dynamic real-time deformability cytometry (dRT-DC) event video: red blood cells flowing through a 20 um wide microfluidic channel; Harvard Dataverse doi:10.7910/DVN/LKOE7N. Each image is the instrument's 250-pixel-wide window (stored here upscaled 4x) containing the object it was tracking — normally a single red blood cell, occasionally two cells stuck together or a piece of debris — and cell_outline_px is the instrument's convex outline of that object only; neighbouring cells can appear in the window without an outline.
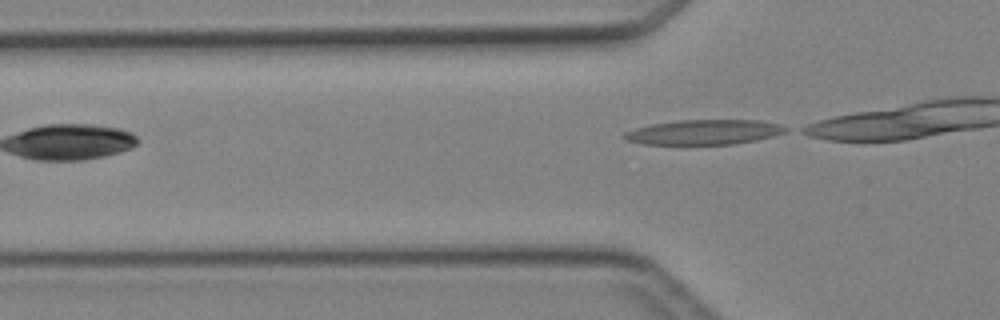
{"species": "Egyptian fruit bat (a non-hibernating species)", "species_latin": "Rousettus aegyptiacus", "temperature_condition": "cold", "stored_images_in_passage": 4, "camera_frame_rate_fps": 3000, "um_per_image_px": 0.085, "animal": {"sex": "female"}, "frame": {"image": 1, "passage_image": 2, "time_ms": 1.333, "image_size_px": [1000, 320], "cell_outline_px": [[788, 132], [756, 140], [736, 144], [644, 144], [624, 140], [620, 136], [624, 132], [636, 128], [652, 124], [680, 120], [760, 120], [780, 124], [788, 128]], "centroid_in_image_um": [59.84, 11.23], "position_along_channel_um": 66.0, "area_um2": 23.52}}